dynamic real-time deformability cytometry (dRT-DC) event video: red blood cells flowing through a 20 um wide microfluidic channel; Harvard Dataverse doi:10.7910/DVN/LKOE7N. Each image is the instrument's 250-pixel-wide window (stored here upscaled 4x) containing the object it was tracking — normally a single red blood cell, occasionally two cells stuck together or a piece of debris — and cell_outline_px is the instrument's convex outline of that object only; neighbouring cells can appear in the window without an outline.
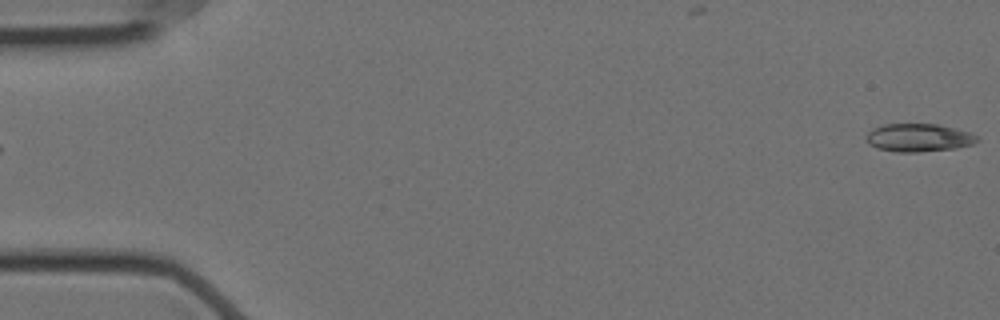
{"species": "Egyptian fruit bat (a non-hibernating species)", "species_latin": "Rousettus aegyptiacus", "temperature_condition": "cold", "stored_images_in_passage": 57, "camera_frame_rate_fps": 3000, "um_per_image_px": 0.085, "animal": {"sex": "female"}, "frame": {"image": 1, "passage_image": 1, "time_ms": 0.0, "image_size_px": [1000, 320], "cell_outline_px": [[980, 140], [972, 144], [956, 148], [920, 152], [896, 152], [876, 148], [868, 144], [868, 132], [872, 128], [884, 124], [936, 124], [968, 132], [980, 136]], "centroid_in_image_um": [78.09, 11.71], "position_along_channel_um": 6.9, "area_um2": 18.09}}
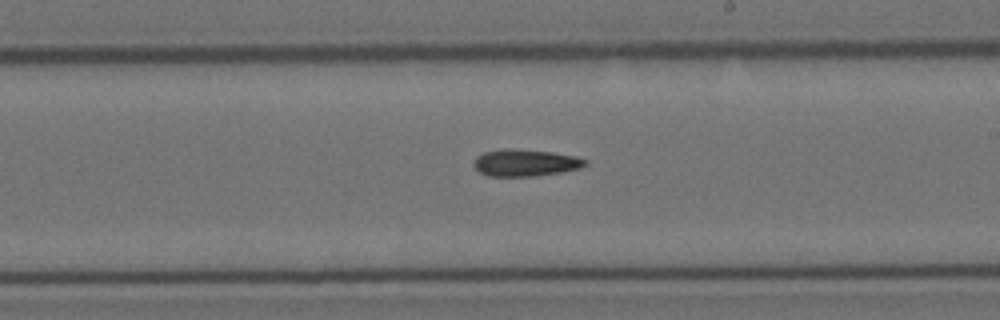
{"frame": {"image": 2, "passage_image": 33, "time_ms": 10.667, "image_size_px": [1000, 320], "cell_outline_px": [[588, 164], [580, 168], [560, 172], [536, 176], [488, 176], [480, 172], [472, 164], [476, 156], [484, 152], [512, 148], [552, 152], [576, 156], [588, 160]], "centroid_in_image_um": [44.67, 13.83], "position_along_channel_um": 244.3, "area_um2": 17.51}}
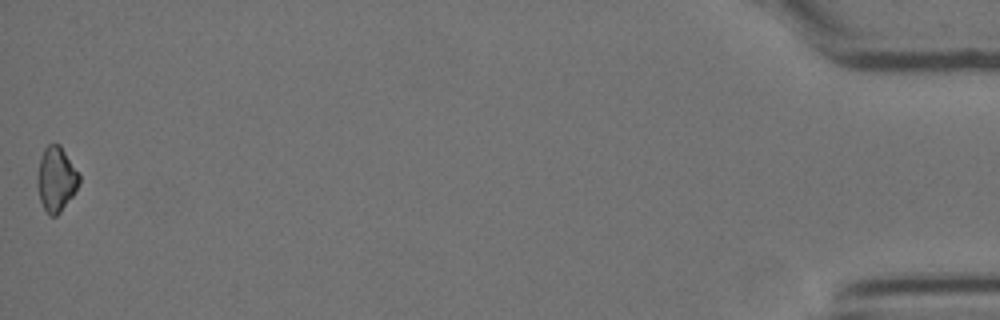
{"frame": {"image": 3, "passage_image": 57, "time_ms": 18.667, "image_size_px": [1000, 320], "cell_outline_px": [[80, 180], [72, 196], [60, 212], [56, 216], [48, 216], [40, 200], [36, 184], [36, 176], [40, 156], [44, 148], [48, 144], [60, 144], [80, 176]], "centroid_in_image_um": [4.73, 15.22], "position_along_channel_um": 430.5, "area_um2": 15.78}}